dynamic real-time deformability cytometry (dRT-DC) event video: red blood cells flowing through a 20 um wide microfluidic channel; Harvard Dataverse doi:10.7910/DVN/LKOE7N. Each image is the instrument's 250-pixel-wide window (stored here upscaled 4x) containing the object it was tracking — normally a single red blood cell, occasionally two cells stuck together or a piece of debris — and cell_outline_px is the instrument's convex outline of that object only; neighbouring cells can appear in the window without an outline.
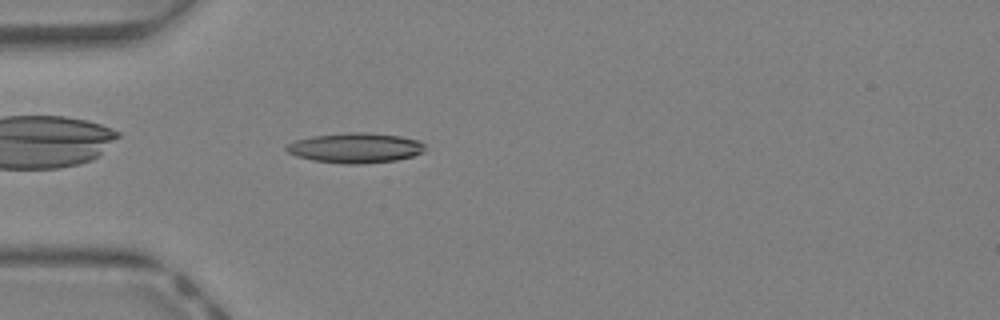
{"species": "Egyptian fruit bat (a non-hibernating species)", "species_latin": "Rousettus aegyptiacus", "temperature_condition": "warm", "stored_images_in_passage": 32, "camera_frame_rate_fps": 3000, "um_per_image_px": 0.085, "animal": {"sex": "female"}, "frame": {"image": 1, "passage_image": 2, "time_ms": 0.333, "image_size_px": [1000, 320], "cell_outline_px": [[424, 152], [412, 156], [396, 160], [360, 164], [344, 164], [312, 160], [296, 156], [288, 152], [284, 148], [288, 144], [296, 140], [312, 136], [348, 132], [364, 132], [400, 136], [420, 140], [424, 144]], "centroid_in_image_um": [30.21, 12.57], "position_along_channel_um": 54.8, "area_um2": 24.28}}
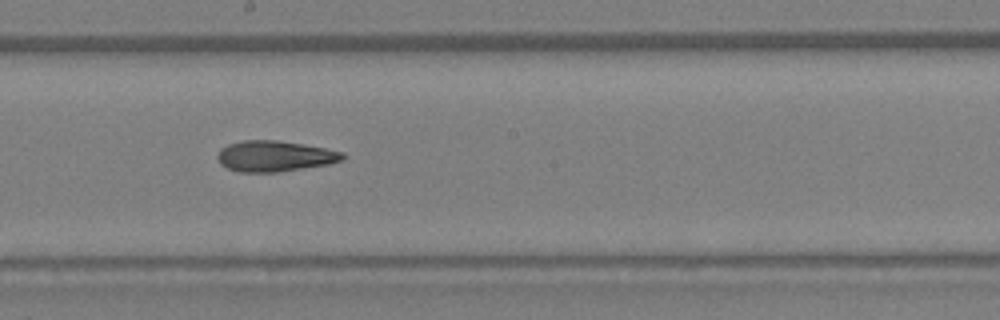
{"frame": {"image": 2, "passage_image": 13, "time_ms": 4.0, "image_size_px": [1000, 320], "cell_outline_px": [[344, 160], [328, 164], [276, 172], [240, 172], [228, 168], [220, 164], [216, 156], [220, 148], [228, 144], [244, 140], [276, 140], [304, 144], [344, 152]], "centroid_in_image_um": [23.32, 13.26], "position_along_channel_um": 224.9, "area_um2": 22.43}}
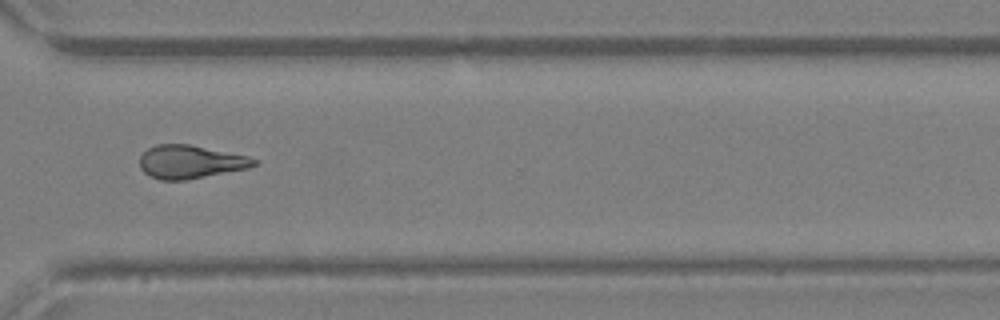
{"frame": {"image": 3, "passage_image": 21, "time_ms": 6.667, "image_size_px": [1000, 320], "cell_outline_px": [[260, 160], [256, 164], [248, 168], [184, 180], [160, 180], [144, 172], [140, 168], [140, 156], [148, 148], [156, 144], [188, 144], [248, 156]], "centroid_in_image_um": [16.18, 13.75], "position_along_channel_um": 354.4, "area_um2": 21.96}, "authors_computed_cell_mechanics": {"area_um2": 22.1663, "velocity_mm_per_s": 4.8654, "shape_relaxation_time_tau1_ms": null, "shape_relaxation_time_tau2_ms": 6.6282, "deformation_change_tau1": null, "deformation_change_tau2": 0.2096}}